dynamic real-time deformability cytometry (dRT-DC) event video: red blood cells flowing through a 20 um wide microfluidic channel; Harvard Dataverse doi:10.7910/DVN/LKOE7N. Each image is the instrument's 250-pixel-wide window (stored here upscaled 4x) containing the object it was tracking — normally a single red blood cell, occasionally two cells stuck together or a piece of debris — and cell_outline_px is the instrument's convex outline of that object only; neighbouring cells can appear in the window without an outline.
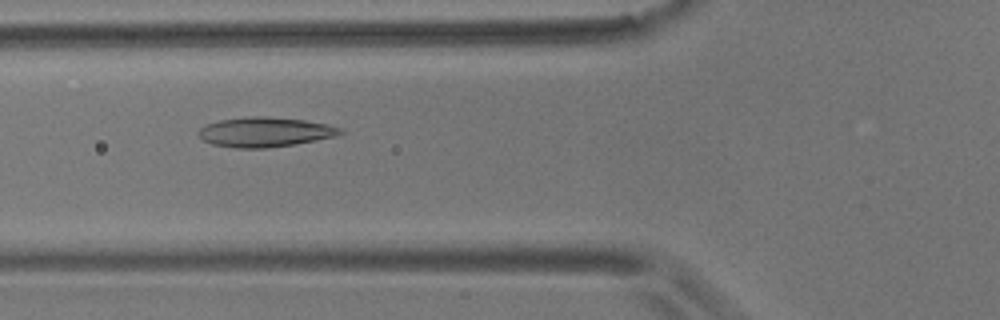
{"species": "common noctule bat (a hibernating species)", "species_latin": "Nyctalus noctula", "temperature_condition": "room temperature", "stored_images_in_passage": 56, "camera_frame_rate_fps": 3000, "um_per_image_px": 0.085, "animal": {"sex": "male", "body_mass_g": 17.9}, "frame": {"image": 1, "passage_image": 21, "time_ms": 6.667, "image_size_px": [1000, 320], "cell_outline_px": [[344, 132], [332, 136], [316, 140], [296, 144], [268, 148], [232, 148], [212, 144], [204, 140], [196, 132], [200, 128], [208, 124], [220, 120], [248, 116], [268, 116], [304, 120], [328, 124], [340, 128]], "centroid_in_image_um": [22.49, 11.22], "position_along_channel_um": 103.3, "area_um2": 24.51}}
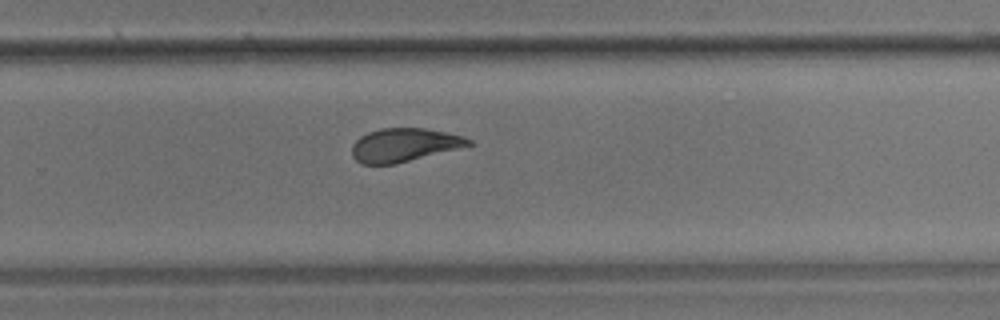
{"frame": {"image": 2, "passage_image": 37, "time_ms": 12.0, "image_size_px": [1000, 320], "cell_outline_px": [[472, 144], [396, 164], [360, 164], [352, 156], [352, 144], [360, 136], [368, 132], [380, 128], [424, 128], [464, 136], [472, 140]], "centroid_in_image_um": [34.3, 12.32], "position_along_channel_um": 295.5, "area_um2": 22.54}}
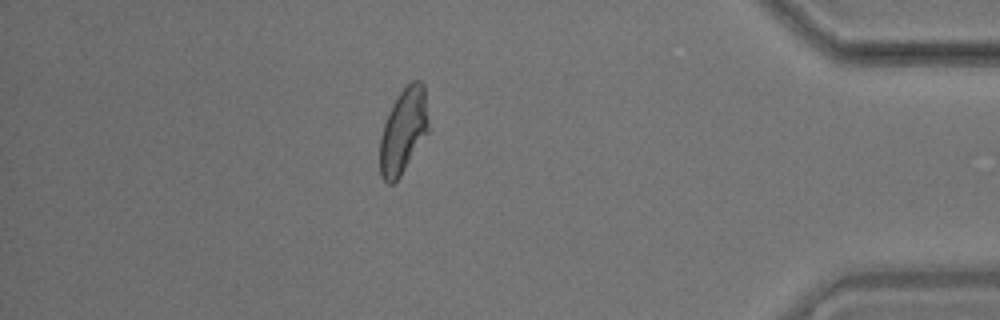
{"frame": {"image": 3, "passage_image": 49, "time_ms": 16.0, "image_size_px": [1000, 320], "cell_outline_px": [[428, 132], [400, 176], [392, 184], [388, 184], [380, 176], [380, 136], [388, 112], [392, 104], [400, 92], [412, 80], [420, 80], [424, 84], [428, 120]], "centroid_in_image_um": [34.27, 11.12], "position_along_channel_um": 400.9, "area_um2": 23.93}, "authors_computed_cell_mechanics": {"area_um2": 24.5361, "velocity_mm_per_s": 3.6073, "shape_relaxation_time_tau1_ms": 6.1341, "shape_relaxation_time_tau2_ms": 1.6071, "deformation_change_tau1": 0.1684, "deformation_change_tau2": 0.0827}}